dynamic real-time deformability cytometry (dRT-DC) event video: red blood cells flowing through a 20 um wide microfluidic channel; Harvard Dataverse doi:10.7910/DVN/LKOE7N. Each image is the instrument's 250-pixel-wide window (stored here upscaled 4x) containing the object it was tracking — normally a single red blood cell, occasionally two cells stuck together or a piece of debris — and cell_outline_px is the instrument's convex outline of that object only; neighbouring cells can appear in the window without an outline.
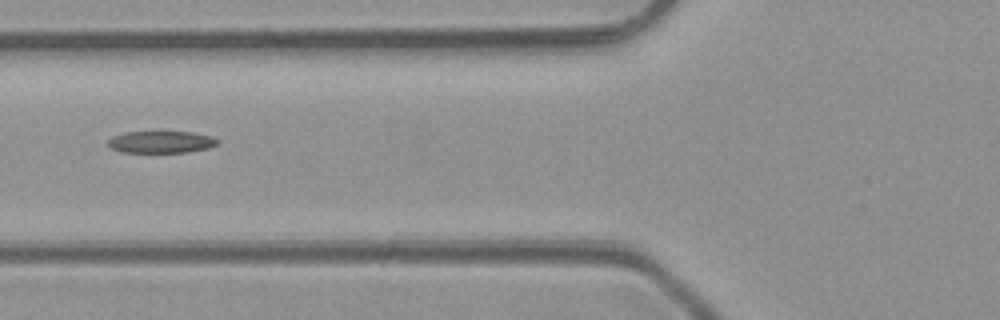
{"species": "common noctule bat (a hibernating species)", "species_latin": "Nyctalus noctula", "temperature_condition": "room temperature", "stored_images_in_passage": 4, "camera_frame_rate_fps": 3000, "um_per_image_px": 0.085, "animal": {"sex": "male", "body_mass_g": 23.1, "forearm_length_mm": 52.7}, "frame": {"image": 1, "passage_image": 4, "time_ms": 3.333, "image_size_px": [1000, 320], "cell_outline_px": [[220, 140], [216, 144], [208, 148], [188, 152], [120, 152], [108, 148], [108, 140], [112, 136], [124, 132], [192, 132], [212, 136]], "centroid_in_image_um": [13.66, 12.07], "position_along_channel_um": 112.1, "area_um2": 14.1}}